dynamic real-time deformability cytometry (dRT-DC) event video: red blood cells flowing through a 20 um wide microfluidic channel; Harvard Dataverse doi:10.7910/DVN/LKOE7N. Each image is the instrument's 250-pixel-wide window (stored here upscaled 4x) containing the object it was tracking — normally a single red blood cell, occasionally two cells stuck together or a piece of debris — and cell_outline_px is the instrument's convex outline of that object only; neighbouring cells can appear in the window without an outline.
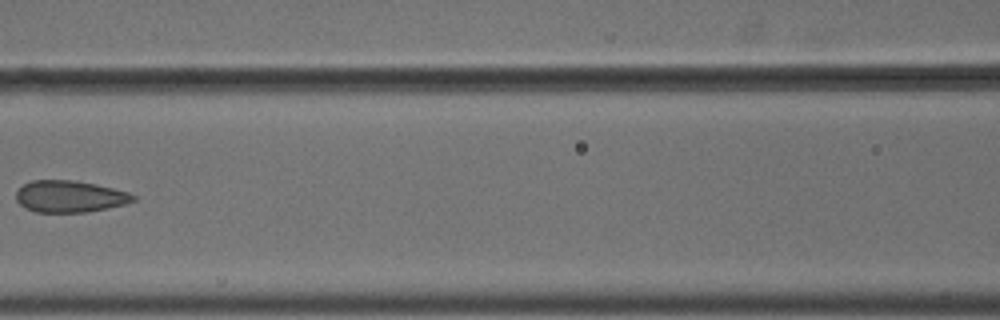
{"species": "common noctule bat (a hibernating species)", "species_latin": "Nyctalus noctula", "temperature_condition": "cold", "stored_images_in_passage": 6, "camera_frame_rate_fps": 3000, "um_per_image_px": 0.085, "animal": {"sex": "male", "body_mass_g": 18.8}, "frame": {"image": 1, "passage_image": 6, "time_ms": 1.667, "image_size_px": [1000, 320], "cell_outline_px": [[136, 200], [128, 204], [88, 212], [36, 212], [24, 208], [16, 200], [16, 192], [24, 184], [32, 180], [72, 180], [96, 184], [128, 192], [136, 196]], "centroid_in_image_um": [5.95, 16.7], "position_along_channel_um": 160.7, "area_um2": 21.79}}